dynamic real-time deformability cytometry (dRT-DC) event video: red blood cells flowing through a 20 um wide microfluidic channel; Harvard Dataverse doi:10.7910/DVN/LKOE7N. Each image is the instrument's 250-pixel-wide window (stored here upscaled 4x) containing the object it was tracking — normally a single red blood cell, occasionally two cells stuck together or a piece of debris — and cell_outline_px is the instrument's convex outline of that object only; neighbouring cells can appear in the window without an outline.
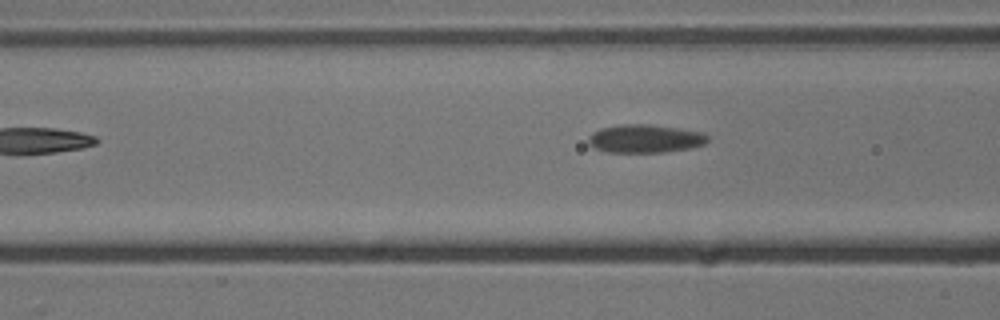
{"species": "common noctule bat (a hibernating species)", "species_latin": "Nyctalus noctula", "temperature_condition": "cold", "stored_images_in_passage": 6, "camera_frame_rate_fps": 3000, "um_per_image_px": 0.085, "animal": {"sex": "male", "body_mass_g": 13.3}, "frame": {"image": 1, "passage_image": 6, "time_ms": 6.0, "image_size_px": [1000, 320], "cell_outline_px": [[708, 140], [704, 144], [688, 148], [664, 152], [608, 152], [592, 148], [588, 144], [588, 136], [592, 132], [600, 128], [620, 124], [648, 124], [680, 128], [704, 132], [708, 136]], "centroid_in_image_um": [54.79, 11.77], "position_along_channel_um": 111.8, "area_um2": 19.83}}